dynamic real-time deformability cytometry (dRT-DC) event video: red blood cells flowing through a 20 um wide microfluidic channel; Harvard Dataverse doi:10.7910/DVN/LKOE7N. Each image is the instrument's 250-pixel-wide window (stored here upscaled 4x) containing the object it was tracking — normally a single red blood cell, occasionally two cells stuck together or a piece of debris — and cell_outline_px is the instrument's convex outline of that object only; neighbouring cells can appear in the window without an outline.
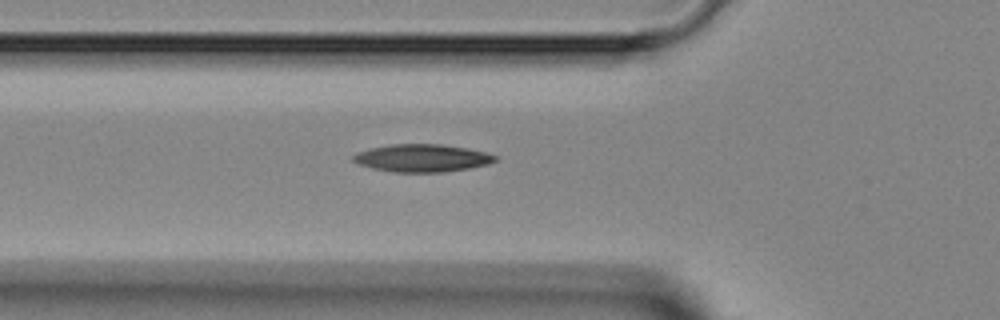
{"species": "Egyptian fruit bat (a non-hibernating species)", "species_latin": "Rousettus aegyptiacus", "temperature_condition": "room temperature", "stored_images_in_passage": 27, "camera_frame_rate_fps": 3000, "um_per_image_px": 0.085, "animal": {"sex": "female"}, "frame": {"image": 1, "passage_image": 2, "time_ms": 0.333, "image_size_px": [1000, 320], "cell_outline_px": [[500, 156], [496, 160], [488, 164], [468, 168], [444, 172], [392, 172], [372, 168], [360, 164], [352, 160], [352, 156], [356, 152], [368, 148], [392, 144], [440, 144], [468, 148], [488, 152]], "centroid_in_image_um": [35.89, 13.43], "position_along_channel_um": 89.9, "area_um2": 23.06}}
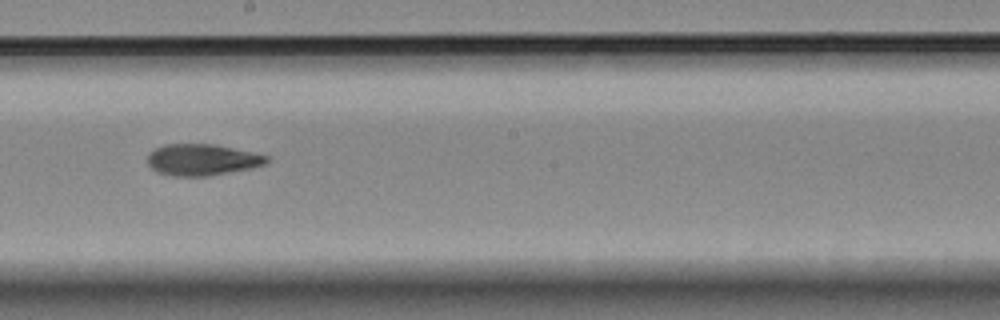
{"frame": {"image": 2, "passage_image": 12, "time_ms": 3.667, "image_size_px": [1000, 320], "cell_outline_px": [[268, 160], [264, 164], [248, 168], [208, 176], [172, 176], [156, 172], [148, 164], [148, 152], [164, 144], [212, 144], [252, 152], [268, 156]], "centroid_in_image_um": [17.11, 13.58], "position_along_channel_um": 231.1, "area_um2": 21.56}}
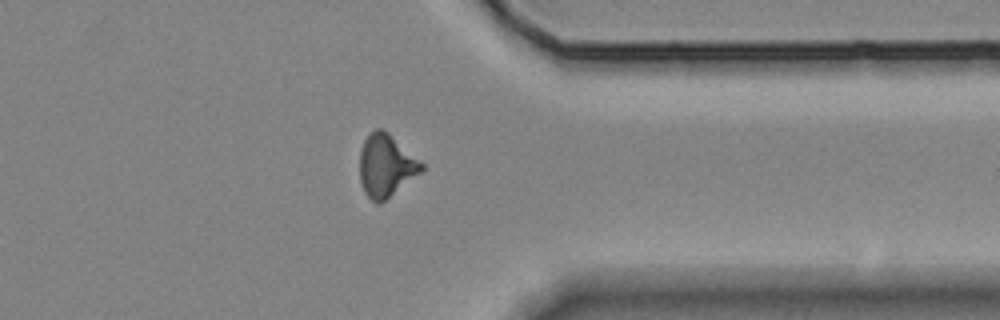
{"frame": {"image": 3, "passage_image": 23, "time_ms": 7.333, "image_size_px": [1000, 320], "cell_outline_px": [[424, 168], [420, 172], [384, 200], [376, 204], [364, 192], [360, 180], [360, 148], [364, 140], [376, 128], [384, 128], [424, 164]], "centroid_in_image_um": [32.78, 14.04], "position_along_channel_um": 378.6, "area_um2": 22.14}}